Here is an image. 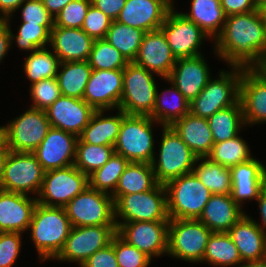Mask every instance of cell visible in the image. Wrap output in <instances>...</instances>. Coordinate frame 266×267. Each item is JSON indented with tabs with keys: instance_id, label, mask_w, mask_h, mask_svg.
Here are the masks:
<instances>
[{
	"instance_id": "obj_1",
	"label": "cell",
	"mask_w": 266,
	"mask_h": 267,
	"mask_svg": "<svg viewBox=\"0 0 266 267\" xmlns=\"http://www.w3.org/2000/svg\"><path fill=\"white\" fill-rule=\"evenodd\" d=\"M214 52L229 66L260 68L266 58V26L259 9L226 16Z\"/></svg>"
},
{
	"instance_id": "obj_2",
	"label": "cell",
	"mask_w": 266,
	"mask_h": 267,
	"mask_svg": "<svg viewBox=\"0 0 266 267\" xmlns=\"http://www.w3.org/2000/svg\"><path fill=\"white\" fill-rule=\"evenodd\" d=\"M72 229L64 207L37 203L28 230L42 261L55 259Z\"/></svg>"
},
{
	"instance_id": "obj_3",
	"label": "cell",
	"mask_w": 266,
	"mask_h": 267,
	"mask_svg": "<svg viewBox=\"0 0 266 267\" xmlns=\"http://www.w3.org/2000/svg\"><path fill=\"white\" fill-rule=\"evenodd\" d=\"M164 186L169 219H199L212 196L193 172L173 179Z\"/></svg>"
},
{
	"instance_id": "obj_4",
	"label": "cell",
	"mask_w": 266,
	"mask_h": 267,
	"mask_svg": "<svg viewBox=\"0 0 266 267\" xmlns=\"http://www.w3.org/2000/svg\"><path fill=\"white\" fill-rule=\"evenodd\" d=\"M159 159L151 165L158 184L165 185L182 175L192 173L197 156L171 126H163Z\"/></svg>"
},
{
	"instance_id": "obj_5",
	"label": "cell",
	"mask_w": 266,
	"mask_h": 267,
	"mask_svg": "<svg viewBox=\"0 0 266 267\" xmlns=\"http://www.w3.org/2000/svg\"><path fill=\"white\" fill-rule=\"evenodd\" d=\"M232 69L231 72L220 70L219 78L210 79L205 88L190 102L192 115L209 118L215 112L232 106L239 100L240 79L244 68L232 66Z\"/></svg>"
},
{
	"instance_id": "obj_6",
	"label": "cell",
	"mask_w": 266,
	"mask_h": 267,
	"mask_svg": "<svg viewBox=\"0 0 266 267\" xmlns=\"http://www.w3.org/2000/svg\"><path fill=\"white\" fill-rule=\"evenodd\" d=\"M150 116L126 115L114 145L115 153L129 162L152 163L155 158L153 124ZM152 127V128H151Z\"/></svg>"
},
{
	"instance_id": "obj_7",
	"label": "cell",
	"mask_w": 266,
	"mask_h": 267,
	"mask_svg": "<svg viewBox=\"0 0 266 267\" xmlns=\"http://www.w3.org/2000/svg\"><path fill=\"white\" fill-rule=\"evenodd\" d=\"M154 75L144 67L129 62L123 69V90L119 110L126 115L150 116L156 102Z\"/></svg>"
},
{
	"instance_id": "obj_8",
	"label": "cell",
	"mask_w": 266,
	"mask_h": 267,
	"mask_svg": "<svg viewBox=\"0 0 266 267\" xmlns=\"http://www.w3.org/2000/svg\"><path fill=\"white\" fill-rule=\"evenodd\" d=\"M212 231L198 219H170L167 255L202 263Z\"/></svg>"
},
{
	"instance_id": "obj_9",
	"label": "cell",
	"mask_w": 266,
	"mask_h": 267,
	"mask_svg": "<svg viewBox=\"0 0 266 267\" xmlns=\"http://www.w3.org/2000/svg\"><path fill=\"white\" fill-rule=\"evenodd\" d=\"M114 207L115 223L170 220L167 213L166 189L161 184L149 191L121 195L114 202ZM119 217L122 220L116 219Z\"/></svg>"
},
{
	"instance_id": "obj_10",
	"label": "cell",
	"mask_w": 266,
	"mask_h": 267,
	"mask_svg": "<svg viewBox=\"0 0 266 267\" xmlns=\"http://www.w3.org/2000/svg\"><path fill=\"white\" fill-rule=\"evenodd\" d=\"M64 208L72 227L116 225L113 197L90 186Z\"/></svg>"
},
{
	"instance_id": "obj_11",
	"label": "cell",
	"mask_w": 266,
	"mask_h": 267,
	"mask_svg": "<svg viewBox=\"0 0 266 267\" xmlns=\"http://www.w3.org/2000/svg\"><path fill=\"white\" fill-rule=\"evenodd\" d=\"M89 186L88 176L74 165L45 171L37 202L45 206L65 207Z\"/></svg>"
},
{
	"instance_id": "obj_12",
	"label": "cell",
	"mask_w": 266,
	"mask_h": 267,
	"mask_svg": "<svg viewBox=\"0 0 266 267\" xmlns=\"http://www.w3.org/2000/svg\"><path fill=\"white\" fill-rule=\"evenodd\" d=\"M45 170L33 153L10 151L5 163L1 190L28 195L40 193Z\"/></svg>"
},
{
	"instance_id": "obj_13",
	"label": "cell",
	"mask_w": 266,
	"mask_h": 267,
	"mask_svg": "<svg viewBox=\"0 0 266 267\" xmlns=\"http://www.w3.org/2000/svg\"><path fill=\"white\" fill-rule=\"evenodd\" d=\"M116 233V225L72 227L55 260L77 262L81 266L96 251L110 244Z\"/></svg>"
},
{
	"instance_id": "obj_14",
	"label": "cell",
	"mask_w": 266,
	"mask_h": 267,
	"mask_svg": "<svg viewBox=\"0 0 266 267\" xmlns=\"http://www.w3.org/2000/svg\"><path fill=\"white\" fill-rule=\"evenodd\" d=\"M28 109L6 125L10 151L32 153L51 128L45 110Z\"/></svg>"
},
{
	"instance_id": "obj_15",
	"label": "cell",
	"mask_w": 266,
	"mask_h": 267,
	"mask_svg": "<svg viewBox=\"0 0 266 267\" xmlns=\"http://www.w3.org/2000/svg\"><path fill=\"white\" fill-rule=\"evenodd\" d=\"M160 30L176 59L202 55L199 51L201 44L209 38L200 27L181 12H175L174 8L167 14Z\"/></svg>"
},
{
	"instance_id": "obj_16",
	"label": "cell",
	"mask_w": 266,
	"mask_h": 267,
	"mask_svg": "<svg viewBox=\"0 0 266 267\" xmlns=\"http://www.w3.org/2000/svg\"><path fill=\"white\" fill-rule=\"evenodd\" d=\"M116 226L122 239L151 259L167 255L169 221L126 222L116 223Z\"/></svg>"
},
{
	"instance_id": "obj_17",
	"label": "cell",
	"mask_w": 266,
	"mask_h": 267,
	"mask_svg": "<svg viewBox=\"0 0 266 267\" xmlns=\"http://www.w3.org/2000/svg\"><path fill=\"white\" fill-rule=\"evenodd\" d=\"M123 90V69L92 70L83 95L95 111L119 109Z\"/></svg>"
},
{
	"instance_id": "obj_18",
	"label": "cell",
	"mask_w": 266,
	"mask_h": 267,
	"mask_svg": "<svg viewBox=\"0 0 266 267\" xmlns=\"http://www.w3.org/2000/svg\"><path fill=\"white\" fill-rule=\"evenodd\" d=\"M78 137L51 127L44 140L32 152L45 171L74 165Z\"/></svg>"
},
{
	"instance_id": "obj_19",
	"label": "cell",
	"mask_w": 266,
	"mask_h": 267,
	"mask_svg": "<svg viewBox=\"0 0 266 267\" xmlns=\"http://www.w3.org/2000/svg\"><path fill=\"white\" fill-rule=\"evenodd\" d=\"M239 97L247 126L266 122V73L261 68H244Z\"/></svg>"
},
{
	"instance_id": "obj_20",
	"label": "cell",
	"mask_w": 266,
	"mask_h": 267,
	"mask_svg": "<svg viewBox=\"0 0 266 267\" xmlns=\"http://www.w3.org/2000/svg\"><path fill=\"white\" fill-rule=\"evenodd\" d=\"M51 127L62 129L79 137L95 110L83 99L60 96L47 108Z\"/></svg>"
},
{
	"instance_id": "obj_21",
	"label": "cell",
	"mask_w": 266,
	"mask_h": 267,
	"mask_svg": "<svg viewBox=\"0 0 266 267\" xmlns=\"http://www.w3.org/2000/svg\"><path fill=\"white\" fill-rule=\"evenodd\" d=\"M174 7L168 0H126L117 22L150 32L159 30Z\"/></svg>"
},
{
	"instance_id": "obj_22",
	"label": "cell",
	"mask_w": 266,
	"mask_h": 267,
	"mask_svg": "<svg viewBox=\"0 0 266 267\" xmlns=\"http://www.w3.org/2000/svg\"><path fill=\"white\" fill-rule=\"evenodd\" d=\"M176 60L163 32L159 29L143 35L139 52L133 62L167 79Z\"/></svg>"
},
{
	"instance_id": "obj_23",
	"label": "cell",
	"mask_w": 266,
	"mask_h": 267,
	"mask_svg": "<svg viewBox=\"0 0 266 267\" xmlns=\"http://www.w3.org/2000/svg\"><path fill=\"white\" fill-rule=\"evenodd\" d=\"M210 69L204 56L179 58L166 80L174 84L192 102L210 81Z\"/></svg>"
},
{
	"instance_id": "obj_24",
	"label": "cell",
	"mask_w": 266,
	"mask_h": 267,
	"mask_svg": "<svg viewBox=\"0 0 266 267\" xmlns=\"http://www.w3.org/2000/svg\"><path fill=\"white\" fill-rule=\"evenodd\" d=\"M0 189V233L20 232L29 228L37 198Z\"/></svg>"
},
{
	"instance_id": "obj_25",
	"label": "cell",
	"mask_w": 266,
	"mask_h": 267,
	"mask_svg": "<svg viewBox=\"0 0 266 267\" xmlns=\"http://www.w3.org/2000/svg\"><path fill=\"white\" fill-rule=\"evenodd\" d=\"M232 179L231 197L241 207L248 200H257L266 185V166L255 158L230 168ZM244 201V202H243Z\"/></svg>"
},
{
	"instance_id": "obj_26",
	"label": "cell",
	"mask_w": 266,
	"mask_h": 267,
	"mask_svg": "<svg viewBox=\"0 0 266 267\" xmlns=\"http://www.w3.org/2000/svg\"><path fill=\"white\" fill-rule=\"evenodd\" d=\"M94 40L82 28L53 26L50 45L60 62L88 61Z\"/></svg>"
},
{
	"instance_id": "obj_27",
	"label": "cell",
	"mask_w": 266,
	"mask_h": 267,
	"mask_svg": "<svg viewBox=\"0 0 266 267\" xmlns=\"http://www.w3.org/2000/svg\"><path fill=\"white\" fill-rule=\"evenodd\" d=\"M227 233L239 250L242 262L266 258V235L246 213Z\"/></svg>"
},
{
	"instance_id": "obj_28",
	"label": "cell",
	"mask_w": 266,
	"mask_h": 267,
	"mask_svg": "<svg viewBox=\"0 0 266 267\" xmlns=\"http://www.w3.org/2000/svg\"><path fill=\"white\" fill-rule=\"evenodd\" d=\"M244 214L230 194H212L198 220L212 232H228Z\"/></svg>"
},
{
	"instance_id": "obj_29",
	"label": "cell",
	"mask_w": 266,
	"mask_h": 267,
	"mask_svg": "<svg viewBox=\"0 0 266 267\" xmlns=\"http://www.w3.org/2000/svg\"><path fill=\"white\" fill-rule=\"evenodd\" d=\"M171 127L197 157H206L211 152L214 141L207 118L189 113L175 121Z\"/></svg>"
},
{
	"instance_id": "obj_30",
	"label": "cell",
	"mask_w": 266,
	"mask_h": 267,
	"mask_svg": "<svg viewBox=\"0 0 266 267\" xmlns=\"http://www.w3.org/2000/svg\"><path fill=\"white\" fill-rule=\"evenodd\" d=\"M117 111V115L107 117L104 116V110L95 111L89 124L78 138L83 143H90L95 146H114L120 132L122 119L126 116L122 110L118 109Z\"/></svg>"
},
{
	"instance_id": "obj_31",
	"label": "cell",
	"mask_w": 266,
	"mask_h": 267,
	"mask_svg": "<svg viewBox=\"0 0 266 267\" xmlns=\"http://www.w3.org/2000/svg\"><path fill=\"white\" fill-rule=\"evenodd\" d=\"M191 2V11L181 14L193 21L215 41L221 34L226 20L220 0H192Z\"/></svg>"
},
{
	"instance_id": "obj_32",
	"label": "cell",
	"mask_w": 266,
	"mask_h": 267,
	"mask_svg": "<svg viewBox=\"0 0 266 267\" xmlns=\"http://www.w3.org/2000/svg\"><path fill=\"white\" fill-rule=\"evenodd\" d=\"M157 184L150 163L129 162L123 174L120 176L115 192L111 196L115 202L121 195L149 191Z\"/></svg>"
},
{
	"instance_id": "obj_33",
	"label": "cell",
	"mask_w": 266,
	"mask_h": 267,
	"mask_svg": "<svg viewBox=\"0 0 266 267\" xmlns=\"http://www.w3.org/2000/svg\"><path fill=\"white\" fill-rule=\"evenodd\" d=\"M171 85L173 87L164 89L160 94L157 89L155 106L150 115V117L158 122L159 125L161 124L162 127L171 126L175 121L190 113V102L174 84L171 83ZM166 94L173 95L174 97H169ZM167 96L172 99H169Z\"/></svg>"
},
{
	"instance_id": "obj_34",
	"label": "cell",
	"mask_w": 266,
	"mask_h": 267,
	"mask_svg": "<svg viewBox=\"0 0 266 267\" xmlns=\"http://www.w3.org/2000/svg\"><path fill=\"white\" fill-rule=\"evenodd\" d=\"M59 69L56 78L61 95L83 99L92 71L88 61L61 62Z\"/></svg>"
},
{
	"instance_id": "obj_35",
	"label": "cell",
	"mask_w": 266,
	"mask_h": 267,
	"mask_svg": "<svg viewBox=\"0 0 266 267\" xmlns=\"http://www.w3.org/2000/svg\"><path fill=\"white\" fill-rule=\"evenodd\" d=\"M207 121L214 143L236 137L242 127L246 126L240 99L234 105L215 112Z\"/></svg>"
},
{
	"instance_id": "obj_36",
	"label": "cell",
	"mask_w": 266,
	"mask_h": 267,
	"mask_svg": "<svg viewBox=\"0 0 266 267\" xmlns=\"http://www.w3.org/2000/svg\"><path fill=\"white\" fill-rule=\"evenodd\" d=\"M216 267L240 265L242 259L236 245L227 232H212L208 239L203 261Z\"/></svg>"
},
{
	"instance_id": "obj_37",
	"label": "cell",
	"mask_w": 266,
	"mask_h": 267,
	"mask_svg": "<svg viewBox=\"0 0 266 267\" xmlns=\"http://www.w3.org/2000/svg\"><path fill=\"white\" fill-rule=\"evenodd\" d=\"M197 163L198 165H196ZM192 172L212 194L231 193L232 179L230 168L212 162L208 157H197Z\"/></svg>"
},
{
	"instance_id": "obj_38",
	"label": "cell",
	"mask_w": 266,
	"mask_h": 267,
	"mask_svg": "<svg viewBox=\"0 0 266 267\" xmlns=\"http://www.w3.org/2000/svg\"><path fill=\"white\" fill-rule=\"evenodd\" d=\"M144 31L112 21L105 40L117 48L128 62H133L139 52Z\"/></svg>"
},
{
	"instance_id": "obj_39",
	"label": "cell",
	"mask_w": 266,
	"mask_h": 267,
	"mask_svg": "<svg viewBox=\"0 0 266 267\" xmlns=\"http://www.w3.org/2000/svg\"><path fill=\"white\" fill-rule=\"evenodd\" d=\"M47 48L37 49L26 57L23 69L31 85L46 78L57 77L60 66L58 56Z\"/></svg>"
},
{
	"instance_id": "obj_40",
	"label": "cell",
	"mask_w": 266,
	"mask_h": 267,
	"mask_svg": "<svg viewBox=\"0 0 266 267\" xmlns=\"http://www.w3.org/2000/svg\"><path fill=\"white\" fill-rule=\"evenodd\" d=\"M206 157L212 162L228 168L253 158L247 142L239 135L226 141L214 143L211 152Z\"/></svg>"
},
{
	"instance_id": "obj_41",
	"label": "cell",
	"mask_w": 266,
	"mask_h": 267,
	"mask_svg": "<svg viewBox=\"0 0 266 267\" xmlns=\"http://www.w3.org/2000/svg\"><path fill=\"white\" fill-rule=\"evenodd\" d=\"M129 161L122 155L114 153L109 161L88 176L89 186L101 192L112 195L118 185Z\"/></svg>"
},
{
	"instance_id": "obj_42",
	"label": "cell",
	"mask_w": 266,
	"mask_h": 267,
	"mask_svg": "<svg viewBox=\"0 0 266 267\" xmlns=\"http://www.w3.org/2000/svg\"><path fill=\"white\" fill-rule=\"evenodd\" d=\"M114 153V146H95L90 143H83L78 138L74 166L89 176L95 170L104 166Z\"/></svg>"
},
{
	"instance_id": "obj_43",
	"label": "cell",
	"mask_w": 266,
	"mask_h": 267,
	"mask_svg": "<svg viewBox=\"0 0 266 267\" xmlns=\"http://www.w3.org/2000/svg\"><path fill=\"white\" fill-rule=\"evenodd\" d=\"M92 70L124 69L129 63L121 52L107 40H94L88 58Z\"/></svg>"
},
{
	"instance_id": "obj_44",
	"label": "cell",
	"mask_w": 266,
	"mask_h": 267,
	"mask_svg": "<svg viewBox=\"0 0 266 267\" xmlns=\"http://www.w3.org/2000/svg\"><path fill=\"white\" fill-rule=\"evenodd\" d=\"M54 25H37L27 24L22 22L18 28L16 36L12 33L10 28V40L16 41L19 49L26 50L27 52L36 51L37 49L46 48V44H50L51 30Z\"/></svg>"
},
{
	"instance_id": "obj_45",
	"label": "cell",
	"mask_w": 266,
	"mask_h": 267,
	"mask_svg": "<svg viewBox=\"0 0 266 267\" xmlns=\"http://www.w3.org/2000/svg\"><path fill=\"white\" fill-rule=\"evenodd\" d=\"M113 247L119 267H148L151 258L122 239L117 233L113 236Z\"/></svg>"
},
{
	"instance_id": "obj_46",
	"label": "cell",
	"mask_w": 266,
	"mask_h": 267,
	"mask_svg": "<svg viewBox=\"0 0 266 267\" xmlns=\"http://www.w3.org/2000/svg\"><path fill=\"white\" fill-rule=\"evenodd\" d=\"M31 108L46 110L61 96L57 78H46L30 85Z\"/></svg>"
},
{
	"instance_id": "obj_47",
	"label": "cell",
	"mask_w": 266,
	"mask_h": 267,
	"mask_svg": "<svg viewBox=\"0 0 266 267\" xmlns=\"http://www.w3.org/2000/svg\"><path fill=\"white\" fill-rule=\"evenodd\" d=\"M91 5V0L69 2L54 18V25L66 28H81Z\"/></svg>"
},
{
	"instance_id": "obj_48",
	"label": "cell",
	"mask_w": 266,
	"mask_h": 267,
	"mask_svg": "<svg viewBox=\"0 0 266 267\" xmlns=\"http://www.w3.org/2000/svg\"><path fill=\"white\" fill-rule=\"evenodd\" d=\"M112 20L101 10L90 5L87 10L82 29L93 39H104Z\"/></svg>"
},
{
	"instance_id": "obj_49",
	"label": "cell",
	"mask_w": 266,
	"mask_h": 267,
	"mask_svg": "<svg viewBox=\"0 0 266 267\" xmlns=\"http://www.w3.org/2000/svg\"><path fill=\"white\" fill-rule=\"evenodd\" d=\"M20 232L0 233V267H12L21 250Z\"/></svg>"
},
{
	"instance_id": "obj_50",
	"label": "cell",
	"mask_w": 266,
	"mask_h": 267,
	"mask_svg": "<svg viewBox=\"0 0 266 267\" xmlns=\"http://www.w3.org/2000/svg\"><path fill=\"white\" fill-rule=\"evenodd\" d=\"M22 8V22L37 25H54V18L43 5L42 0H26L18 7Z\"/></svg>"
},
{
	"instance_id": "obj_51",
	"label": "cell",
	"mask_w": 266,
	"mask_h": 267,
	"mask_svg": "<svg viewBox=\"0 0 266 267\" xmlns=\"http://www.w3.org/2000/svg\"><path fill=\"white\" fill-rule=\"evenodd\" d=\"M80 267H119L113 247V238L106 247L99 249Z\"/></svg>"
},
{
	"instance_id": "obj_52",
	"label": "cell",
	"mask_w": 266,
	"mask_h": 267,
	"mask_svg": "<svg viewBox=\"0 0 266 267\" xmlns=\"http://www.w3.org/2000/svg\"><path fill=\"white\" fill-rule=\"evenodd\" d=\"M220 3L226 16L257 10L253 0H220Z\"/></svg>"
},
{
	"instance_id": "obj_53",
	"label": "cell",
	"mask_w": 266,
	"mask_h": 267,
	"mask_svg": "<svg viewBox=\"0 0 266 267\" xmlns=\"http://www.w3.org/2000/svg\"><path fill=\"white\" fill-rule=\"evenodd\" d=\"M126 0H91V5L115 21L124 8Z\"/></svg>"
},
{
	"instance_id": "obj_54",
	"label": "cell",
	"mask_w": 266,
	"mask_h": 267,
	"mask_svg": "<svg viewBox=\"0 0 266 267\" xmlns=\"http://www.w3.org/2000/svg\"><path fill=\"white\" fill-rule=\"evenodd\" d=\"M10 24L6 20H0V62L11 47Z\"/></svg>"
},
{
	"instance_id": "obj_55",
	"label": "cell",
	"mask_w": 266,
	"mask_h": 267,
	"mask_svg": "<svg viewBox=\"0 0 266 267\" xmlns=\"http://www.w3.org/2000/svg\"><path fill=\"white\" fill-rule=\"evenodd\" d=\"M25 1L26 0H0V20L10 22L13 13L18 10V7Z\"/></svg>"
},
{
	"instance_id": "obj_56",
	"label": "cell",
	"mask_w": 266,
	"mask_h": 267,
	"mask_svg": "<svg viewBox=\"0 0 266 267\" xmlns=\"http://www.w3.org/2000/svg\"><path fill=\"white\" fill-rule=\"evenodd\" d=\"M71 1L74 0H42L43 5L53 18Z\"/></svg>"
},
{
	"instance_id": "obj_57",
	"label": "cell",
	"mask_w": 266,
	"mask_h": 267,
	"mask_svg": "<svg viewBox=\"0 0 266 267\" xmlns=\"http://www.w3.org/2000/svg\"><path fill=\"white\" fill-rule=\"evenodd\" d=\"M260 214H261V224L259 222H256L259 226V228L264 232L266 235V185L262 188L260 191L259 197L257 199Z\"/></svg>"
},
{
	"instance_id": "obj_58",
	"label": "cell",
	"mask_w": 266,
	"mask_h": 267,
	"mask_svg": "<svg viewBox=\"0 0 266 267\" xmlns=\"http://www.w3.org/2000/svg\"><path fill=\"white\" fill-rule=\"evenodd\" d=\"M9 152H10L9 148H7L6 150H0V189H1V182L3 179V175H4L5 163L9 155Z\"/></svg>"
},
{
	"instance_id": "obj_59",
	"label": "cell",
	"mask_w": 266,
	"mask_h": 267,
	"mask_svg": "<svg viewBox=\"0 0 266 267\" xmlns=\"http://www.w3.org/2000/svg\"><path fill=\"white\" fill-rule=\"evenodd\" d=\"M8 148L7 127L0 126V150H6Z\"/></svg>"
},
{
	"instance_id": "obj_60",
	"label": "cell",
	"mask_w": 266,
	"mask_h": 267,
	"mask_svg": "<svg viewBox=\"0 0 266 267\" xmlns=\"http://www.w3.org/2000/svg\"><path fill=\"white\" fill-rule=\"evenodd\" d=\"M237 267H266V258H263L261 260L242 262L240 266L238 265Z\"/></svg>"
},
{
	"instance_id": "obj_61",
	"label": "cell",
	"mask_w": 266,
	"mask_h": 267,
	"mask_svg": "<svg viewBox=\"0 0 266 267\" xmlns=\"http://www.w3.org/2000/svg\"><path fill=\"white\" fill-rule=\"evenodd\" d=\"M254 5L259 9L261 6H263L266 3V0H253Z\"/></svg>"
},
{
	"instance_id": "obj_62",
	"label": "cell",
	"mask_w": 266,
	"mask_h": 267,
	"mask_svg": "<svg viewBox=\"0 0 266 267\" xmlns=\"http://www.w3.org/2000/svg\"><path fill=\"white\" fill-rule=\"evenodd\" d=\"M261 15L263 17V20L266 21V3L259 8Z\"/></svg>"
},
{
	"instance_id": "obj_63",
	"label": "cell",
	"mask_w": 266,
	"mask_h": 267,
	"mask_svg": "<svg viewBox=\"0 0 266 267\" xmlns=\"http://www.w3.org/2000/svg\"><path fill=\"white\" fill-rule=\"evenodd\" d=\"M260 68L266 73V58L264 60V64Z\"/></svg>"
}]
</instances>
